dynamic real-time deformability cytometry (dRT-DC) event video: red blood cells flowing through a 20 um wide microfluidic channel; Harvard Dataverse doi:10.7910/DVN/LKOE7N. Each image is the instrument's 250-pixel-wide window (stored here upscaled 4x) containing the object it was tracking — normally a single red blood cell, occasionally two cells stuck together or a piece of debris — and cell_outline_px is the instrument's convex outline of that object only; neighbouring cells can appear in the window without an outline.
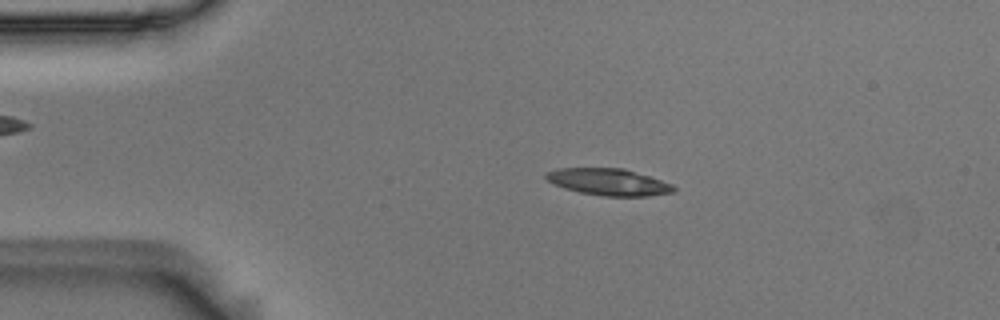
{"species": "Egyptian fruit bat (a non-hibernating species)", "species_latin": "Rousettus aegyptiacus", "temperature_condition": "room temperature", "stored_images_in_passage": 53, "camera_frame_rate_fps": 3000, "um_per_image_px": 0.085, "animal": {"sex": "male"}, "frame": {"image": 1, "passage_image": 10, "time_ms": 3.0, "image_size_px": [1000, 320], "cell_outline_px": [[676, 192], [648, 196], [604, 196], [580, 192], [564, 188], [548, 180], [544, 176], [548, 172], [560, 168], [624, 168], [672, 184], [676, 188]], "centroid_in_image_um": [51.77, 15.47], "position_along_channel_um": 33.2, "area_um2": 19.71}}
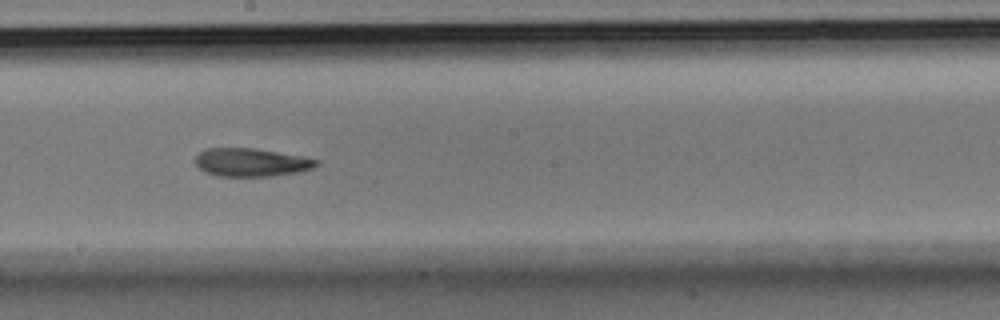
{"frame": {"image": 2, "passage_image": 29, "time_ms": 9.333, "image_size_px": [1000, 320], "cell_outline_px": [[320, 164], [312, 168], [300, 172], [272, 176], [216, 176], [204, 172], [196, 164], [196, 156], [204, 148], [256, 148], [304, 156], [320, 160]], "centroid_in_image_um": [21.39, 13.8], "position_along_channel_um": 226.8, "area_um2": 20.17}}
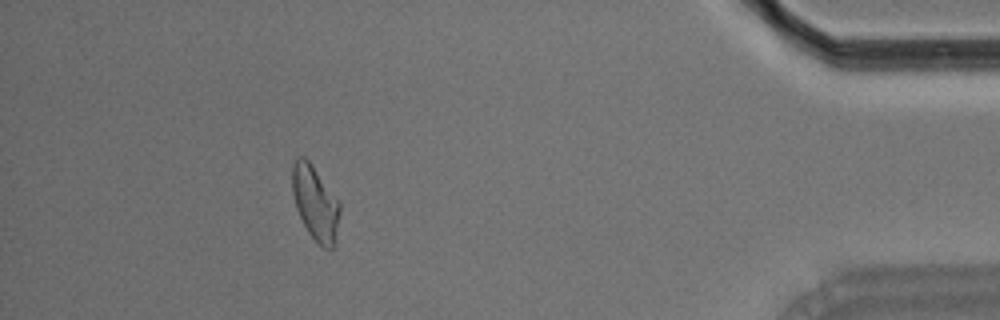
{"frame": {"image": 3, "passage_image": 48, "time_ms": 15.667, "image_size_px": [1000, 320], "cell_outline_px": [[340, 212], [332, 248], [324, 248], [308, 232], [296, 208], [292, 192], [292, 164], [296, 156], [304, 156], [312, 164], [340, 200]], "centroid_in_image_um": [26.78, 17.17], "position_along_channel_um": 408.4, "area_um2": 20.52}, "authors_computed_cell_mechanics": {"area_um2": 20.4612, "velocity_mm_per_s": 3.7082, "shape_relaxation_time_tau1_ms": 8.4364, "shape_relaxation_time_tau2_ms": 3.7051, "deformation_change_tau1": 0.2212, "deformation_change_tau2": 0.1234}}